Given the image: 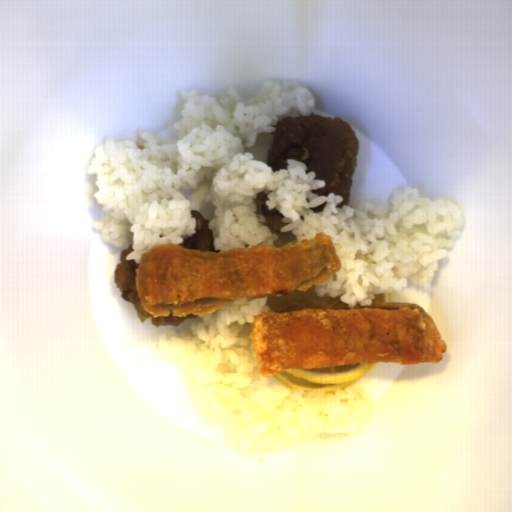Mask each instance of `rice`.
<instances>
[{
  "label": "rice",
  "instance_id": "2",
  "mask_svg": "<svg viewBox=\"0 0 512 512\" xmlns=\"http://www.w3.org/2000/svg\"><path fill=\"white\" fill-rule=\"evenodd\" d=\"M268 294L233 298L199 318L186 332H163L160 353L190 368L226 440L241 452L281 451L322 435L358 433L370 416L363 385L334 394L291 389L276 405L258 403L260 374L253 340L254 318L270 310Z\"/></svg>",
  "mask_w": 512,
  "mask_h": 512
},
{
  "label": "rice",
  "instance_id": "1",
  "mask_svg": "<svg viewBox=\"0 0 512 512\" xmlns=\"http://www.w3.org/2000/svg\"><path fill=\"white\" fill-rule=\"evenodd\" d=\"M182 98L174 140L162 142L140 127L136 144L105 139L87 164L102 206L92 228L117 248L132 243L125 260L139 265L155 246L180 245L195 235L191 203L180 190L197 189L205 175V199L216 208L208 223L213 252L274 246L278 236L255 203L265 192L266 208L284 216L280 232L295 235L297 244L318 233L330 236L341 267L315 285L318 297L368 307L375 295L400 293L409 282L429 287L463 231L459 207L421 198L411 187L393 192L388 203L339 207L340 196L312 193L326 183L307 173L306 164L289 158L284 169L268 165L273 126L313 112L315 99L305 86L289 79L265 82L250 99L232 87L217 100L192 90Z\"/></svg>",
  "mask_w": 512,
  "mask_h": 512
}]
</instances>
